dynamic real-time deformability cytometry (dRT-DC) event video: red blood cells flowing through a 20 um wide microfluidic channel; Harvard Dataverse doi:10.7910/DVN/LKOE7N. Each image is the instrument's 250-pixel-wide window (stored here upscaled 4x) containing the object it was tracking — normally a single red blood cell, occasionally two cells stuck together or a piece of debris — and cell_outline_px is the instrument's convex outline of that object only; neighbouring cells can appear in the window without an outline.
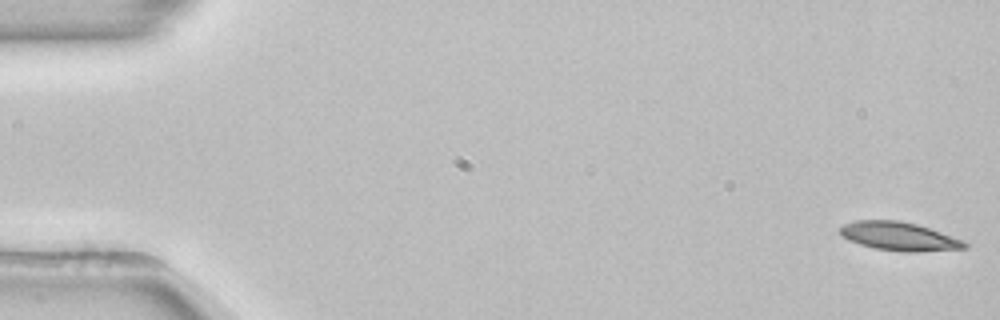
{"species": "common noctule bat (a hibernating species)", "species_latin": "Nyctalus noctula", "temperature_condition": "room temperature", "stored_images_in_passage": 53, "camera_frame_rate_fps": 3000, "um_per_image_px": 0.085, "animal": {"sex": "female", "body_mass_g": 22.7, "forearm_length_mm": 54.2}, "frame": {"image": 1, "passage_image": 1, "time_ms": 0.0, "image_size_px": [1000, 320], "cell_outline_px": [[968, 248], [916, 252], [900, 252], [876, 248], [860, 244], [848, 240], [840, 236], [840, 228], [844, 224], [856, 220], [900, 220], [916, 224], [964, 240], [968, 244]], "centroid_in_image_um": [76.42, 20.09], "position_along_channel_um": 8.6, "area_um2": 20.75}}
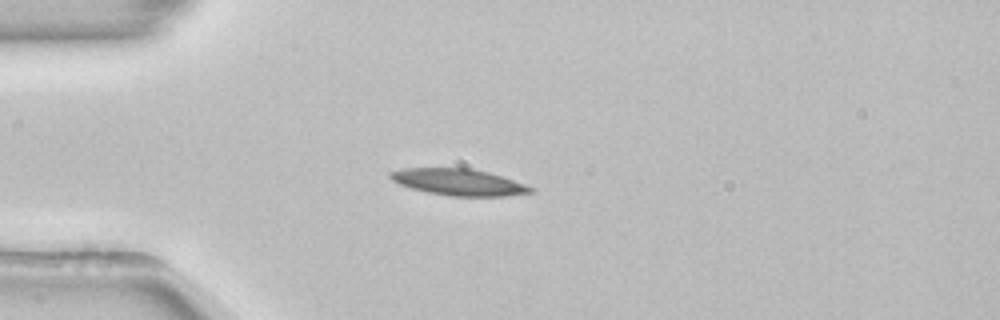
{"frame": {"image": 2, "passage_image": 14, "time_ms": 4.333, "image_size_px": [1000, 320], "cell_outline_px": [[536, 188], [532, 192], [504, 196], [448, 196], [428, 192], [412, 188], [400, 184], [392, 180], [388, 176], [388, 172], [404, 168], [468, 168], [488, 172]], "centroid_in_image_um": [38.96, 15.48], "position_along_channel_um": 46.0, "area_um2": 21.5}}
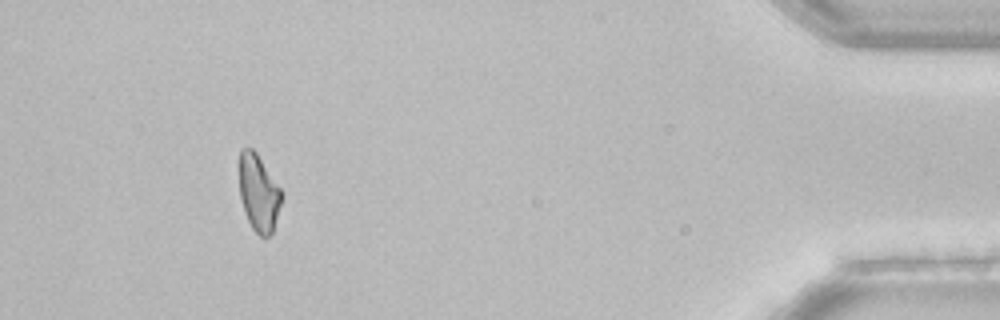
{"frame": {"image": 3, "passage_image": 49, "time_ms": 16.0, "image_size_px": [1000, 320], "cell_outline_px": [[280, 204], [272, 232], [264, 240], [252, 228], [244, 212], [240, 196], [240, 148], [252, 148], [256, 152], [280, 188]], "centroid_in_image_um": [21.96, 16.41], "position_along_channel_um": 413.2, "area_um2": 18.5}, "authors_computed_cell_mechanics": {"area_um2": 20.2878, "velocity_mm_per_s": 3.8704, "shape_relaxation_time_tau1_ms": 6.3333, "shape_relaxation_time_tau2_ms": null, "deformation_change_tau1": 0.1328, "deformation_change_tau2": null}}